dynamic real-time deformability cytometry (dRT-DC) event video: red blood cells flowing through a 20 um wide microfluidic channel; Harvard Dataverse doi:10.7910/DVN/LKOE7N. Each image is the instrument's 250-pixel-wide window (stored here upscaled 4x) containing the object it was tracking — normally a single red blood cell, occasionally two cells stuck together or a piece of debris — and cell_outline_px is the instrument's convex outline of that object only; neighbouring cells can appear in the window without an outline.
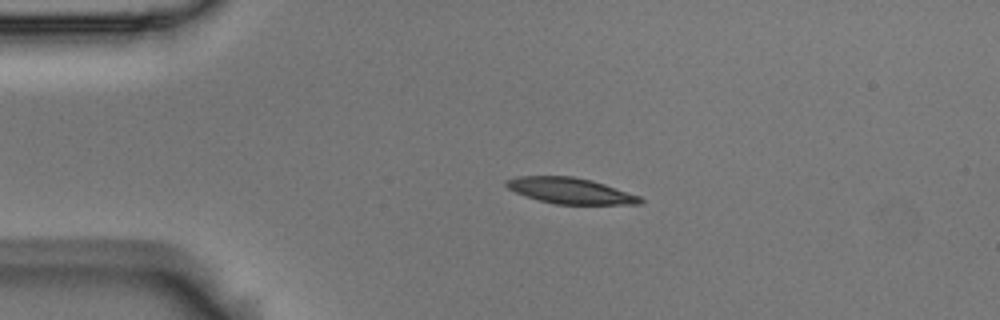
{"species": "Egyptian fruit bat (a non-hibernating species)", "species_latin": "Rousettus aegyptiacus", "temperature_condition": "room temperature", "stored_images_in_passage": 43, "camera_frame_rate_fps": 3000, "um_per_image_px": 0.085, "animal": {"sex": "male"}, "frame": {"image": 1, "passage_image": 1, "time_ms": 0.0, "image_size_px": [1000, 320], "cell_outline_px": [[644, 204], [556, 204], [524, 196], [508, 188], [504, 184], [504, 180], [516, 176], [572, 176], [592, 180], [640, 196], [644, 200]], "centroid_in_image_um": [48.46, 16.21], "position_along_channel_um": 36.5, "area_um2": 20.23}}
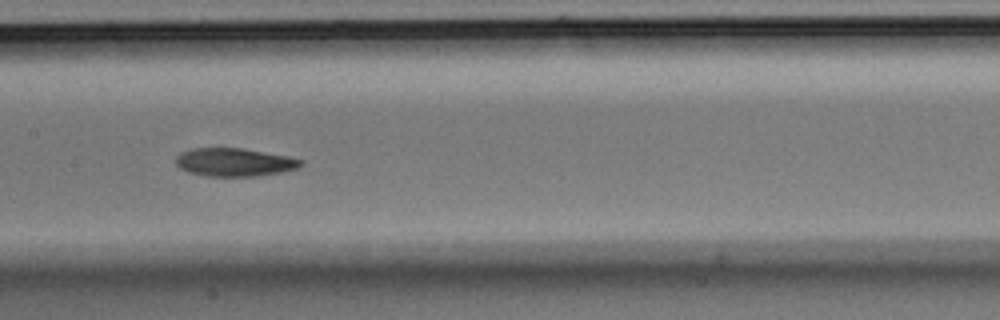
{"frame": {"image": 2, "passage_image": 16, "time_ms": 5.0, "image_size_px": [1000, 320], "cell_outline_px": [[304, 164], [296, 168], [280, 172], [260, 176], [208, 176], [188, 172], [180, 168], [176, 164], [176, 156], [180, 152], [192, 148], [244, 148], [288, 156], [304, 160]], "centroid_in_image_um": [19.93, 13.78], "position_along_channel_um": 187.5, "area_um2": 20.63}}
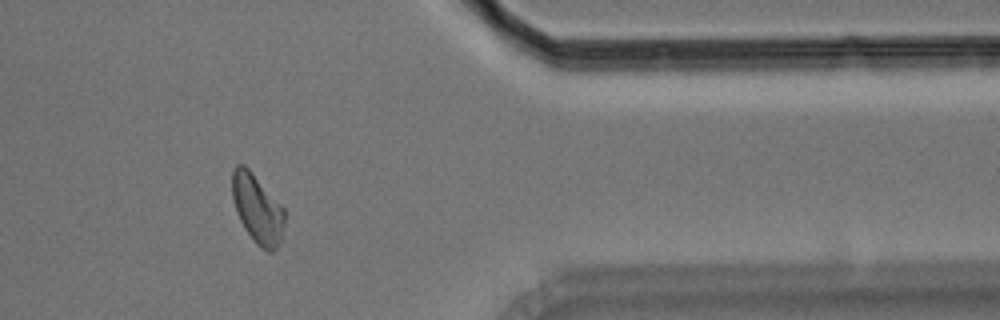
{"frame": {"image": 3, "passage_image": 34, "time_ms": 11.0, "image_size_px": [1000, 320], "cell_outline_px": [[284, 220], [280, 244], [272, 252], [268, 252], [256, 244], [244, 228], [236, 212], [232, 196], [232, 168], [236, 164], [244, 164], [252, 172], [284, 208]], "centroid_in_image_um": [21.86, 17.74], "position_along_channel_um": 389.5, "area_um2": 20.98}, "authors_computed_cell_mechanics": {"area_um2": 20.9814, "velocity_mm_per_s": 3.7029, "shape_relaxation_time_tau1_ms": 3.9053, "shape_relaxation_time_tau2_ms": 3.082, "deformation_change_tau1": 0.1587, "deformation_change_tau2": 0.0897}}